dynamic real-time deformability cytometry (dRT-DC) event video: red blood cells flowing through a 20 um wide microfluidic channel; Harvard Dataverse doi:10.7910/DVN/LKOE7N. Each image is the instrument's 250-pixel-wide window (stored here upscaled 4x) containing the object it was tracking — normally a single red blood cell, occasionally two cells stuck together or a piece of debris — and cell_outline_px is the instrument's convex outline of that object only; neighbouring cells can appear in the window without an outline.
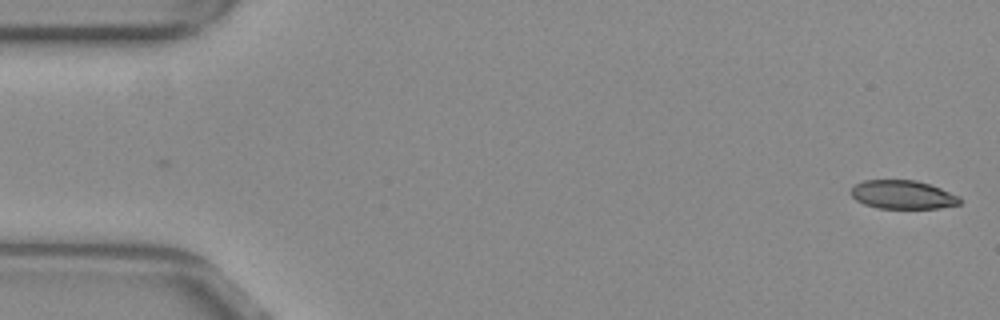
{"species": "common noctule bat (a hibernating species)", "species_latin": "Nyctalus noctula", "temperature_condition": "warm", "stored_images_in_passage": 53, "camera_frame_rate_fps": 3000, "um_per_image_px": 0.085, "animal": {"sex": "female", "body_mass_g": 29.2, "forearm_length_mm": 56.3}, "frame": {"image": 1, "passage_image": 1, "time_ms": 0.0, "image_size_px": [1000, 320], "cell_outline_px": [[960, 204], [940, 208], [876, 208], [864, 204], [856, 200], [852, 196], [852, 188], [856, 184], [864, 180], [916, 180], [940, 188], [960, 196]], "centroid_in_image_um": [76.74, 16.55], "position_along_channel_um": 8.3, "area_um2": 18.03}}
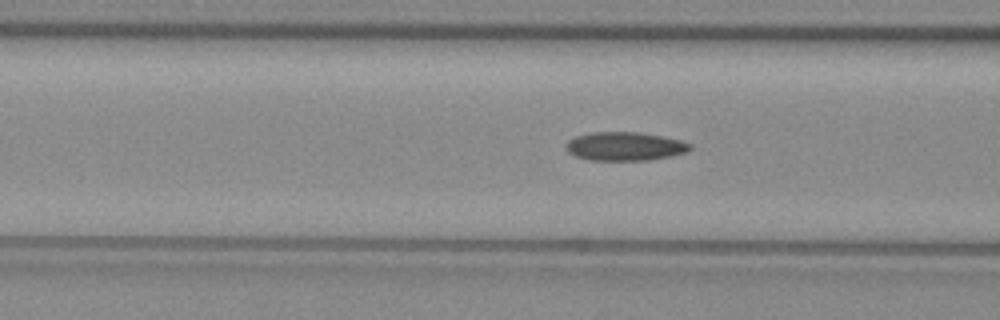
{"frame": {"image": 2, "passage_image": 20, "time_ms": 6.333, "image_size_px": [1000, 320], "cell_outline_px": [[692, 148], [688, 152], [672, 156], [648, 160], [588, 160], [576, 156], [568, 152], [564, 144], [568, 140], [576, 136], [592, 132], [640, 132], [680, 140], [692, 144]], "centroid_in_image_um": [53.12, 12.44], "position_along_channel_um": 113.5, "area_um2": 20.81}}
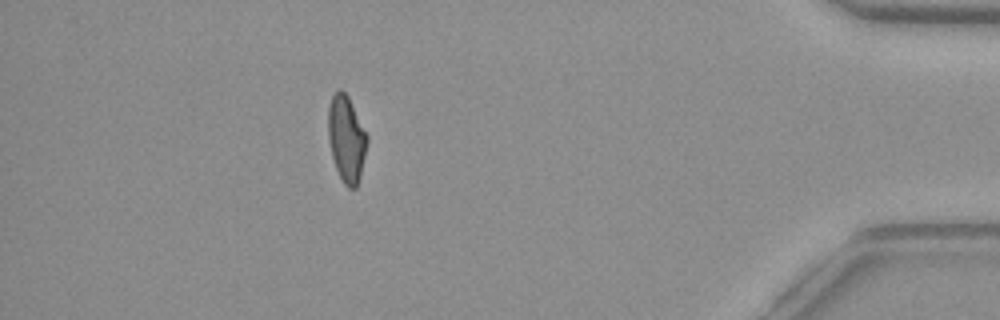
{"frame": {"image": 3, "passage_image": 47, "time_ms": 15.333, "image_size_px": [1000, 320], "cell_outline_px": [[368, 140], [360, 176], [356, 188], [348, 188], [344, 184], [336, 168], [332, 156], [328, 140], [328, 108], [332, 96], [336, 88], [340, 88], [348, 96], [368, 136]], "centroid_in_image_um": [29.43, 11.77], "position_along_channel_um": 405.8, "area_um2": 19.54}, "authors_computed_cell_mechanics": {"area_um2": 20.1144, "velocity_mm_per_s": 3.859, "shape_relaxation_time_tau1_ms": null, "shape_relaxation_time_tau2_ms": 3.405, "deformation_change_tau1": null, "deformation_change_tau2": 0.1022}}